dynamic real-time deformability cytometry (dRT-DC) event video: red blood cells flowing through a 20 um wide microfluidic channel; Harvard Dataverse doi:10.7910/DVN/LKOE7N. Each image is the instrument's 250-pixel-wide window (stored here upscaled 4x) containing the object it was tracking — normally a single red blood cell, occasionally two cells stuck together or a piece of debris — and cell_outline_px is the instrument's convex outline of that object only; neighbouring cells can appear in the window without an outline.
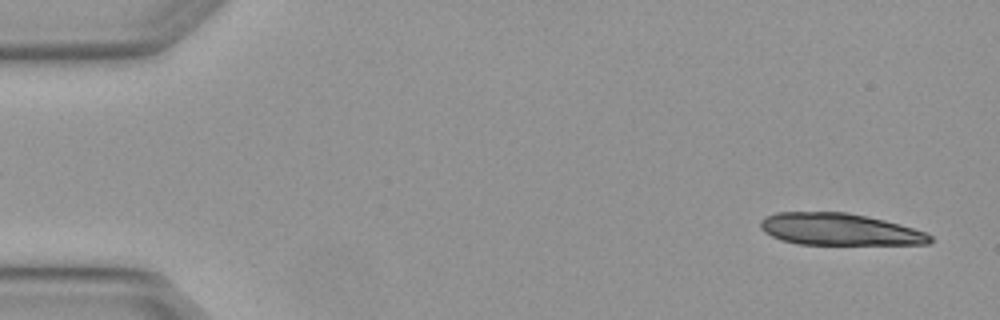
{"species": "Egyptian fruit bat (a non-hibernating species)", "species_latin": "Rousettus aegyptiacus", "temperature_condition": "warm", "stored_images_in_passage": 6, "segment_of_instrument_passage": [2, 2], "camera_frame_rate_fps": 3000, "um_per_image_px": 0.085, "animal": {"sex": "female"}, "frame": {"image": 1, "passage_image": 6, "time_ms": 1.667, "image_size_px": [1000, 320], "cell_outline_px": [[932, 240], [928, 244], [796, 244], [780, 240], [764, 232], [760, 228], [760, 220], [764, 216], [776, 212], [844, 212], [884, 220], [912, 228], [924, 232], [932, 236]], "centroid_in_image_um": [71.27, 19.5], "position_along_channel_um": 13.7, "area_um2": 31.39}}